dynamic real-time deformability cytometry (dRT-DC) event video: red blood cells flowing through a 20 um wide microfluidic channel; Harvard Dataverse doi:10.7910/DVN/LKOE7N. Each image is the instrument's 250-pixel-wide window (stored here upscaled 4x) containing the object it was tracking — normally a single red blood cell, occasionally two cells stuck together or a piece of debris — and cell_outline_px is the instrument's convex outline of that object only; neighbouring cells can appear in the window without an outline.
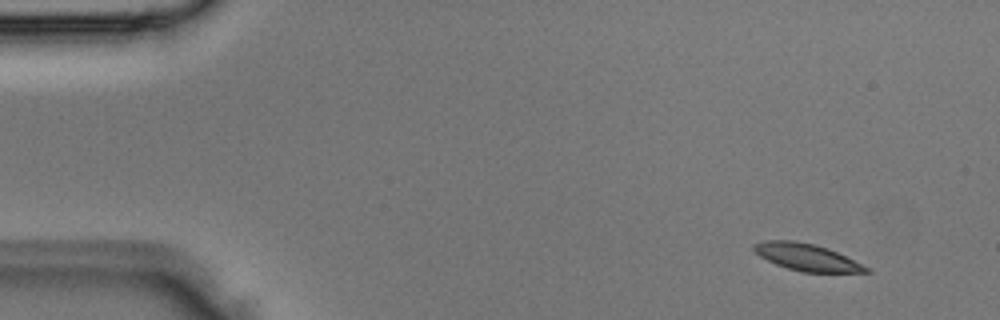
{"species": "Egyptian fruit bat (a non-hibernating species)", "species_latin": "Rousettus aegyptiacus", "temperature_condition": "room temperature", "stored_images_in_passage": 3, "camera_frame_rate_fps": 3000, "um_per_image_px": 0.085, "animal": {"sex": "male"}, "frame": {"image": 1, "passage_image": 1, "time_ms": 0.0, "image_size_px": [1000, 320], "cell_outline_px": [[872, 272], [804, 272], [788, 268], [776, 264], [760, 256], [752, 248], [752, 244], [764, 240], [792, 240], [812, 244], [836, 252], [872, 268]], "centroid_in_image_um": [68.57, 21.86], "position_along_channel_um": 16.4, "area_um2": 17.4}}